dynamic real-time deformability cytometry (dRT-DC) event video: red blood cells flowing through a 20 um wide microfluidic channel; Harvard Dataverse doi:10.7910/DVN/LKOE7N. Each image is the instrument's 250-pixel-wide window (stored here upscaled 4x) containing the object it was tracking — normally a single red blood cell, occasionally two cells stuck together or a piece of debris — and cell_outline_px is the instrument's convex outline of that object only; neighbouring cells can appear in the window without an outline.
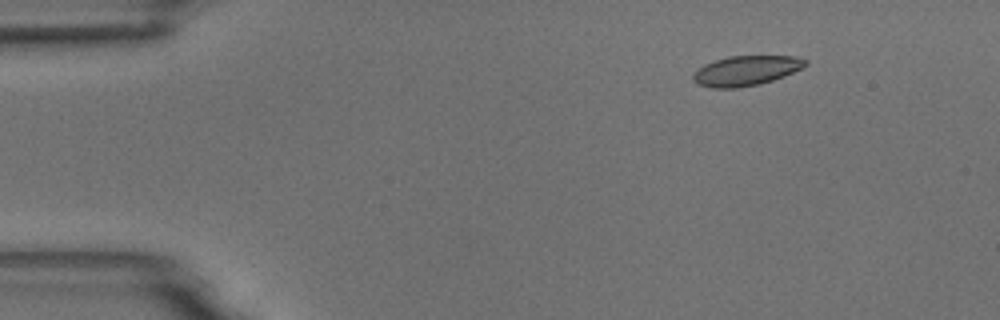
{"species": "common noctule bat (a hibernating species)", "species_latin": "Nyctalus noctula", "temperature_condition": "room temperature", "stored_images_in_passage": 4, "camera_frame_rate_fps": 3000, "um_per_image_px": 0.085, "animal": {"sex": "male", "body_mass_g": 18.8}, "frame": {"image": 1, "passage_image": 2, "time_ms": 1.333, "image_size_px": [1000, 320], "cell_outline_px": [[808, 64], [784, 76], [760, 84], [736, 88], [712, 88], [696, 84], [692, 80], [692, 76], [704, 64], [728, 56], [796, 56], [808, 60]], "centroid_in_image_um": [63.4, 6.01], "position_along_channel_um": 21.6, "area_um2": 19.48}}